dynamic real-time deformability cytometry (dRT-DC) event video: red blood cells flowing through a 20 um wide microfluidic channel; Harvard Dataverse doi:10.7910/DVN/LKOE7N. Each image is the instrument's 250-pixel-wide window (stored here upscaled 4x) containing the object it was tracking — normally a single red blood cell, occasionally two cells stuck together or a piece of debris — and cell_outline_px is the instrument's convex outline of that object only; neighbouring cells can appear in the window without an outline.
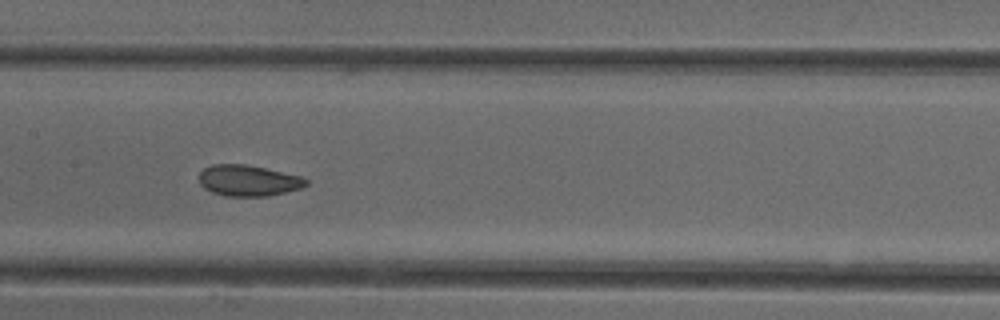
{"species": "common noctule bat (a hibernating species)", "species_latin": "Nyctalus noctula", "temperature_condition": "cold", "stored_images_in_passage": 37, "camera_frame_rate_fps": 3000, "um_per_image_px": 0.085, "animal": {"sex": "female"}, "frame": {"image": 1, "passage_image": 11, "time_ms": 3.333, "image_size_px": [1000, 320], "cell_outline_px": [[308, 184], [300, 188], [268, 196], [224, 196], [212, 192], [204, 188], [200, 184], [200, 172], [204, 168], [212, 164], [244, 164], [264, 168], [300, 176], [308, 180]], "centroid_in_image_um": [21.08, 15.35], "position_along_channel_um": 186.3, "area_um2": 19.19}, "authors_computed_cell_mechanics": {"area_um2": 19.7098, "velocity_mm_per_s": 3.9215, "shape_relaxation_time_tau1_ms": 8.9149, "shape_relaxation_time_tau2_ms": 2.1484, "deformation_change_tau1": 0.129, "deformation_change_tau2": 0.0695}}